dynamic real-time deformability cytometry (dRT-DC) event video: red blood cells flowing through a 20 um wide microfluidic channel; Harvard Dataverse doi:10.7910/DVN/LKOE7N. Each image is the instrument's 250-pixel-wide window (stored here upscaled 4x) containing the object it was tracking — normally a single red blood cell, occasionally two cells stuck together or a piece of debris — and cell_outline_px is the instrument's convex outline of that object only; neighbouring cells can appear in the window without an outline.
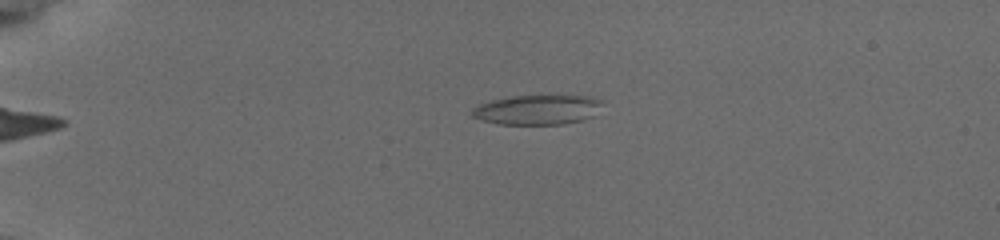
{"species": "common noctule bat (a hibernating species)", "species_latin": "Nyctalus noctula", "temperature_condition": "cold", "stored_images_in_passage": 13, "camera_frame_rate_fps": 3000, "um_per_image_px": 0.085, "animal": {"sex": "female", "body_mass_g": 19.5, "forearm_length_mm": 54.1}, "frame": {"image": 1, "passage_image": 1, "time_ms": 0.0, "image_size_px": [1000, 240], "cell_outline_px": [[600, 104], [592, 116], [584, 120], [564, 124], [496, 124], [480, 120], [472, 116], [472, 108], [480, 104], [492, 100], [512, 96], [556, 92], [560, 92], [592, 96], [600, 100]], "centroid_in_image_um": [45.71, 9.27], "position_along_channel_um": 39.3, "area_um2": 23.58}}
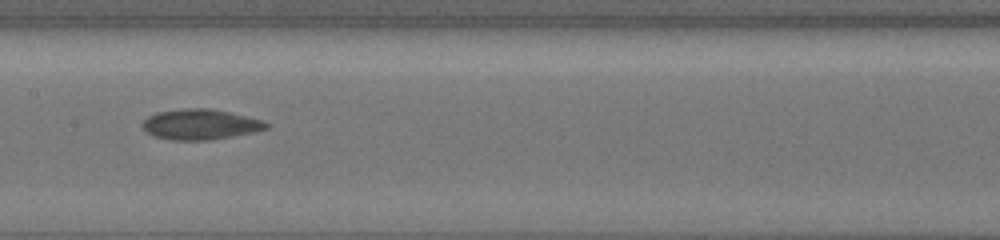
{"frame": {"image": 2, "passage_image": 6, "time_ms": 5.667, "image_size_px": [1000, 240], "cell_outline_px": [[268, 128], [252, 132], [232, 136], [208, 140], [172, 140], [152, 136], [144, 128], [144, 120], [148, 116], [156, 112], [180, 108], [212, 108], [264, 120], [268, 124]], "centroid_in_image_um": [17.02, 10.56], "position_along_channel_um": 190.4, "area_um2": 21.91}}
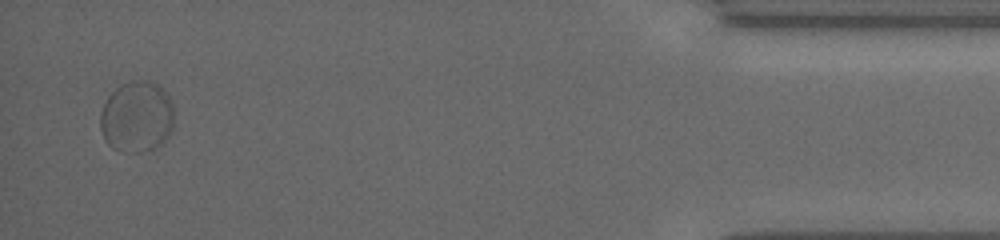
{"frame": {"image": 3, "passage_image": 13, "time_ms": 13.667, "image_size_px": [1000, 240], "cell_outline_px": [[172, 132], [152, 152], [136, 152], [112, 148], [108, 144], [100, 128], [100, 112], [108, 96], [120, 84], [132, 80], [148, 80], [160, 84], [164, 88], [168, 96], [172, 108]], "centroid_in_image_um": [11.63, 9.91], "position_along_channel_um": 423.6, "area_um2": 30.81}, "authors_computed_cell_mechanics": {"area_um2": 22.1374, "velocity_mm_per_s": 3.7341, "shape_relaxation_time_tau1_ms": 3.4275, "shape_relaxation_time_tau2_ms": 1.1498, "deformation_change_tau1": 0.0741, "deformation_change_tau2": 0.0344}}